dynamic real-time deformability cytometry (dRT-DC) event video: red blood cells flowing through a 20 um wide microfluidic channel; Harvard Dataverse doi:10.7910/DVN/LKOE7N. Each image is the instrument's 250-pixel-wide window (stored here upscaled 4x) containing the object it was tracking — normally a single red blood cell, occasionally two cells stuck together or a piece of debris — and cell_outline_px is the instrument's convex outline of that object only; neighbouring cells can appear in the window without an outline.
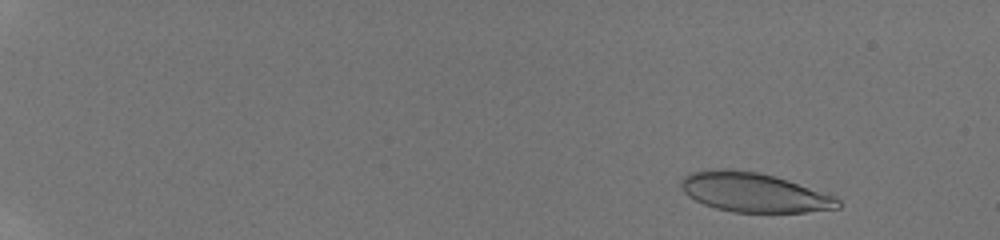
{"species": "human", "species_latin": "Homo sapiens", "temperature_condition": "room temperature", "stored_images_in_passage": 22, "camera_frame_rate_fps": 3000, "um_per_image_px": 0.085, "donor": {"sex": "male"}, "frame": {"image": 1, "passage_image": 7, "time_ms": 1.667, "image_size_px": [1000, 240], "cell_outline_px": [[840, 208], [804, 212], [732, 212], [716, 208], [704, 204], [688, 196], [680, 188], [680, 180], [688, 172], [724, 168], [756, 172], [776, 176], [836, 196], [840, 200]], "centroid_in_image_um": [64.07, 16.35], "position_along_channel_um": 20.9, "area_um2": 36.07}}